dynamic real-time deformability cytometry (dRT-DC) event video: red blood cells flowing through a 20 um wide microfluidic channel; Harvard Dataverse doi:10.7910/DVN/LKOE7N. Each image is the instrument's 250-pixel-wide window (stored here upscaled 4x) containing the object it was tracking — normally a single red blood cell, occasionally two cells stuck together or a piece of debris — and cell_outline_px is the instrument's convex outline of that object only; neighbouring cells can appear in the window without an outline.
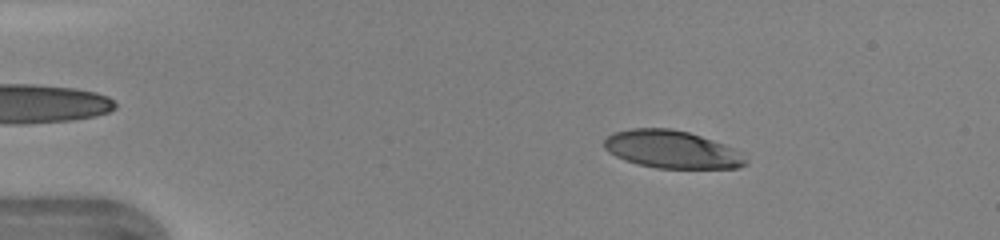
{"species": "human", "species_latin": "Homo sapiens", "temperature_condition": "warm", "stored_images_in_passage": 45, "camera_frame_rate_fps": 3000, "um_per_image_px": 0.085, "donor": {"sex": "female"}, "frame": {"image": 1, "passage_image": 7, "time_ms": 2.0, "image_size_px": [1000, 240], "cell_outline_px": [[748, 164], [740, 168], [656, 168], [624, 160], [608, 152], [604, 148], [604, 140], [612, 132], [632, 128], [672, 128], [688, 132], [724, 144], [744, 152], [748, 160]], "centroid_in_image_um": [57.15, 12.7], "position_along_channel_um": 27.9, "area_um2": 31.39}}
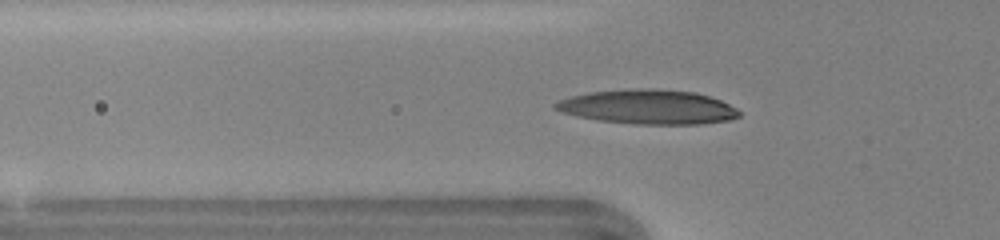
{"frame": {"image": 2, "passage_image": 15, "time_ms": 4.667, "image_size_px": [1000, 240], "cell_outline_px": [[740, 116], [728, 120], [704, 124], [636, 124], [596, 120], [576, 116], [560, 112], [552, 108], [552, 104], [560, 100], [572, 96], [588, 92], [636, 88], [656, 88], [696, 92], [720, 100], [736, 108], [740, 112]], "centroid_in_image_um": [55.05, 9.09], "position_along_channel_um": 70.7, "area_um2": 37.11}}
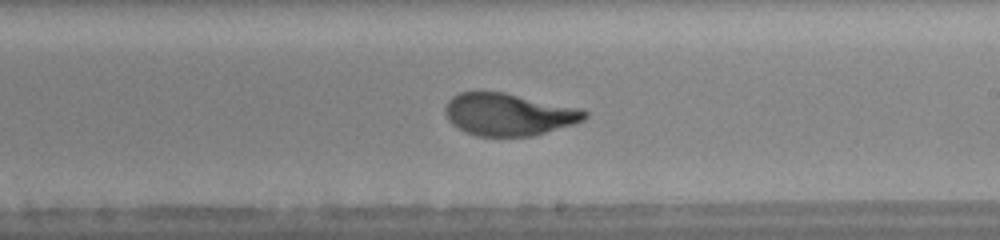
{"frame": {"image": 3, "passage_image": 27, "time_ms": 8.667, "image_size_px": [1000, 240], "cell_outline_px": [[588, 116], [584, 120], [572, 124], [532, 136], [476, 136], [464, 132], [452, 124], [448, 120], [444, 112], [444, 108], [448, 100], [452, 96], [460, 92], [504, 92], [580, 108], [588, 112]], "centroid_in_image_um": [43.2, 9.72], "position_along_channel_um": 245.8, "area_um2": 34.39}, "authors_computed_cell_mechanics": {"area_um2": 34.5644, "velocity_mm_per_s": 4.3791, "shape_relaxation_time_tau1_ms": 3.0299, "shape_relaxation_time_tau2_ms": null, "deformation_change_tau1": 0.1977, "deformation_change_tau2": null}}